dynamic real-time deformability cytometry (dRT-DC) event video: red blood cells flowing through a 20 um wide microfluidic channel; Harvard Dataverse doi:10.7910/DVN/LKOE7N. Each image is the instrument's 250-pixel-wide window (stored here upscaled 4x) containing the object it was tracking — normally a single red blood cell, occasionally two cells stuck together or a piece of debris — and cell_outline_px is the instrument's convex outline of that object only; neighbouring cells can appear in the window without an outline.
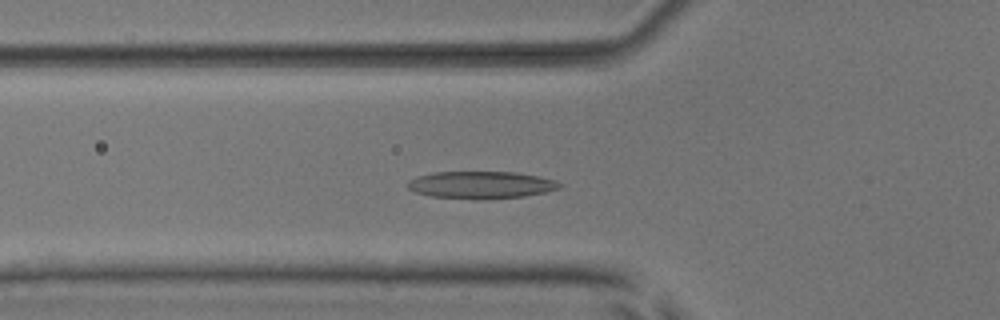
{"species": "common noctule bat (a hibernating species)", "species_latin": "Nyctalus noctula", "temperature_condition": "room temperature", "stored_images_in_passage": 41, "camera_frame_rate_fps": 3000, "um_per_image_px": 0.085, "animal": {"sex": "male", "body_mass_g": 17.9, "forearm_length_mm": 54.2}, "frame": {"image": 1, "passage_image": 7, "time_ms": 2.0, "image_size_px": [1000, 320], "cell_outline_px": [[564, 184], [560, 188], [544, 192], [524, 196], [484, 200], [432, 196], [416, 192], [408, 188], [404, 184], [408, 180], [416, 176], [432, 172], [516, 172], [536, 176], [552, 180]], "centroid_in_image_um": [40.84, 15.72], "position_along_channel_um": 85.0, "area_um2": 24.22}}
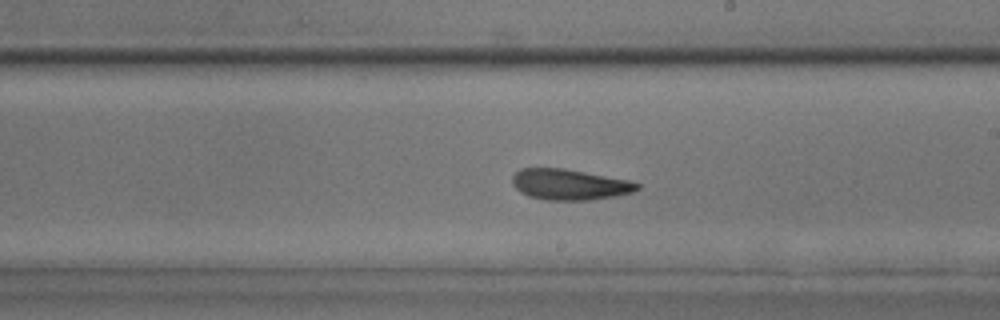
{"frame": {"image": 2, "passage_image": 19, "time_ms": 6.0, "image_size_px": [1000, 320], "cell_outline_px": [[640, 188], [632, 192], [616, 196], [588, 200], [548, 200], [528, 196], [520, 192], [512, 184], [512, 176], [520, 168], [564, 168], [628, 180], [640, 184]], "centroid_in_image_um": [48.39, 15.68], "position_along_channel_um": 240.6, "area_um2": 22.37}}
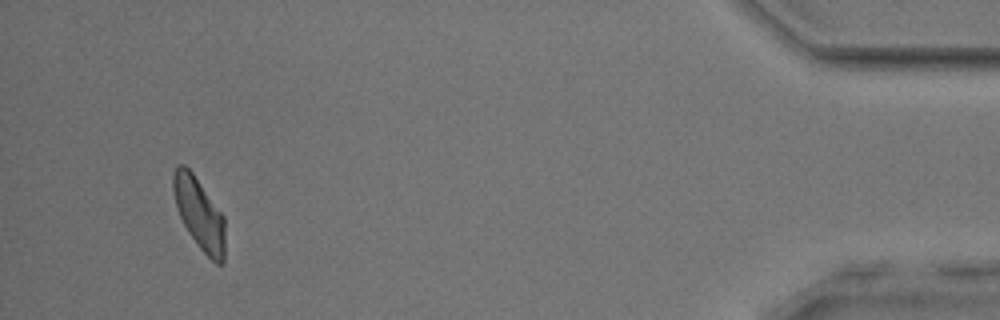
{"frame": {"image": 3, "passage_image": 38, "time_ms": 12.333, "image_size_px": [1000, 320], "cell_outline_px": [[224, 264], [216, 264], [200, 248], [188, 232], [176, 208], [172, 188], [172, 176], [176, 168], [180, 164], [184, 164], [192, 172], [224, 216]], "centroid_in_image_um": [16.93, 18.16], "position_along_channel_um": 418.3, "area_um2": 21.39}, "authors_computed_cell_mechanics": {"area_um2": 22.3108, "velocity_mm_per_s": 3.9062, "shape_relaxation_time_tau1_ms": 3.9696, "shape_relaxation_time_tau2_ms": 3.4995, "deformation_change_tau1": 0.1523, "deformation_change_tau2": 0.1195}}